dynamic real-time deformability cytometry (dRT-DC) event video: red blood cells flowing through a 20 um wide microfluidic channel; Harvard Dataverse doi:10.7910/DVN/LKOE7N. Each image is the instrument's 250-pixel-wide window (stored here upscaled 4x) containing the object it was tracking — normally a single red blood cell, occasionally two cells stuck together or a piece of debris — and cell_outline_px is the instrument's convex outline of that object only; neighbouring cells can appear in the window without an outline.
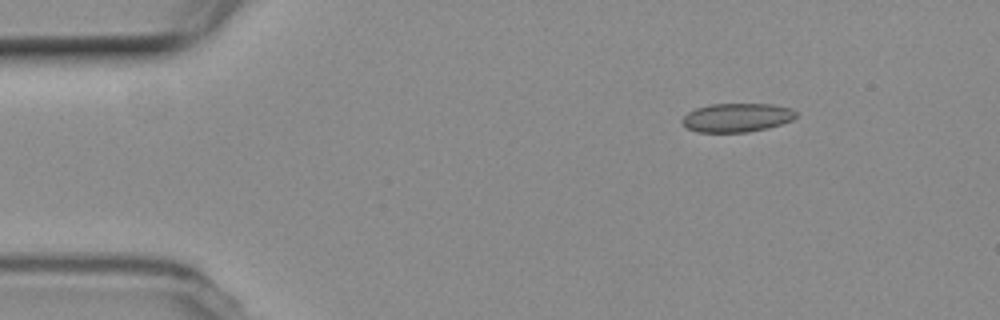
{"species": "common noctule bat (a hibernating species)", "species_latin": "Nyctalus noctula", "temperature_condition": "room temperature", "stored_images_in_passage": 4, "camera_frame_rate_fps": 3000, "um_per_image_px": 0.085, "animal": {"sex": "female", "body_mass_g": 19.3, "forearm_length_mm": 54.1}, "frame": {"image": 1, "passage_image": 2, "time_ms": 1.333, "image_size_px": [1000, 320], "cell_outline_px": [[796, 116], [792, 120], [768, 128], [748, 132], [696, 132], [688, 128], [680, 120], [688, 112], [696, 108], [712, 104], [772, 104], [792, 108], [796, 112]], "centroid_in_image_um": [62.64, 9.99], "position_along_channel_um": 22.4, "area_um2": 19.07}}